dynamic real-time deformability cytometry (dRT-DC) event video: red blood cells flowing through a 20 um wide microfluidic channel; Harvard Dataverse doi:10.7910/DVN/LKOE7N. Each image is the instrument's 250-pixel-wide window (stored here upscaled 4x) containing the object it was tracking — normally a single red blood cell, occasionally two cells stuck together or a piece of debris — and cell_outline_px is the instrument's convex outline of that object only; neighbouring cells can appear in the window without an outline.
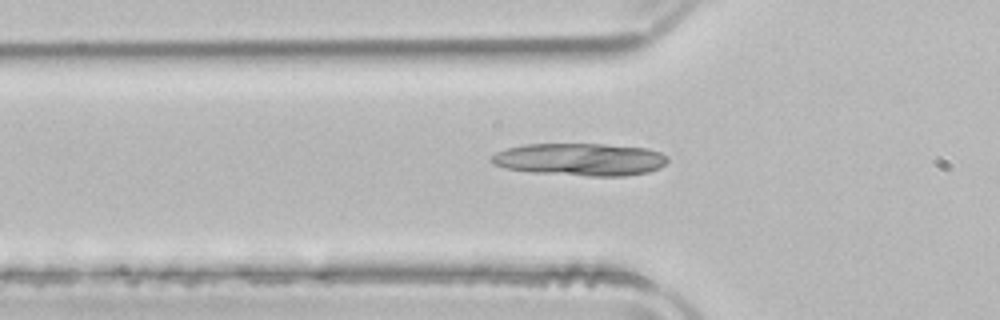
{"species": "common noctule bat (a hibernating species)", "species_latin": "Nyctalus noctula", "temperature_condition": "room temperature", "stored_images_in_passage": 36, "camera_frame_rate_fps": 3000, "um_per_image_px": 0.085, "animal": {"sex": "male", "body_mass_g": 21.5, "forearm_length_mm": 52.0}, "frame": {"image": 1, "passage_image": 5, "time_ms": 1.333, "image_size_px": [1000, 320], "cell_outline_px": [[668, 160], [660, 168], [648, 172], [624, 176], [588, 176], [532, 172], [504, 168], [492, 164], [488, 160], [496, 152], [508, 148], [524, 144], [604, 144], [648, 148], [660, 152], [668, 156]], "centroid_in_image_um": [49.31, 13.55], "position_along_channel_um": 76.5, "area_um2": 33.58}}
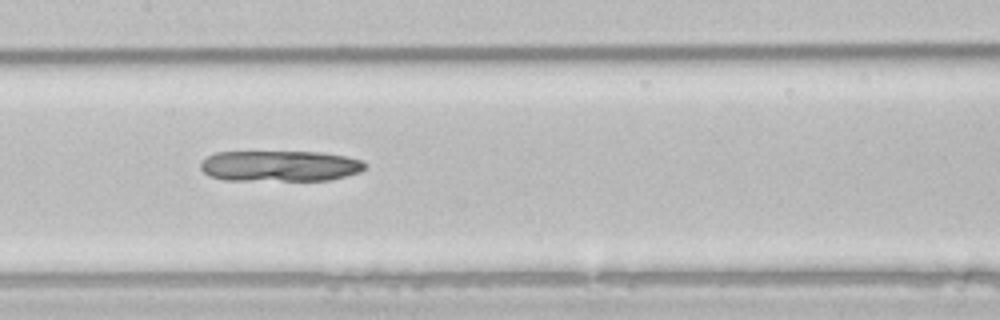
{"frame": {"image": 2, "passage_image": 13, "time_ms": 4.0, "image_size_px": [1000, 320], "cell_outline_px": [[368, 164], [360, 172], [328, 180], [224, 180], [208, 176], [200, 168], [200, 164], [208, 156], [216, 152], [324, 152], [348, 156], [364, 160]], "centroid_in_image_um": [23.82, 14.1], "position_along_channel_um": 183.6, "area_um2": 29.77}}
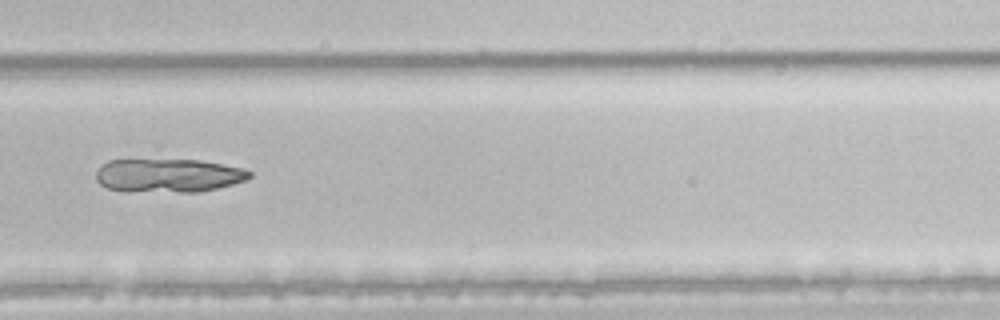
{"frame": {"image": 3, "passage_image": 23, "time_ms": 7.333, "image_size_px": [1000, 320], "cell_outline_px": [[252, 176], [248, 180], [200, 192], [124, 192], [108, 188], [100, 184], [96, 180], [96, 172], [108, 160], [200, 160], [244, 168], [252, 172]], "centroid_in_image_um": [14.33, 14.93], "position_along_channel_um": 315.5, "area_um2": 30.35}}